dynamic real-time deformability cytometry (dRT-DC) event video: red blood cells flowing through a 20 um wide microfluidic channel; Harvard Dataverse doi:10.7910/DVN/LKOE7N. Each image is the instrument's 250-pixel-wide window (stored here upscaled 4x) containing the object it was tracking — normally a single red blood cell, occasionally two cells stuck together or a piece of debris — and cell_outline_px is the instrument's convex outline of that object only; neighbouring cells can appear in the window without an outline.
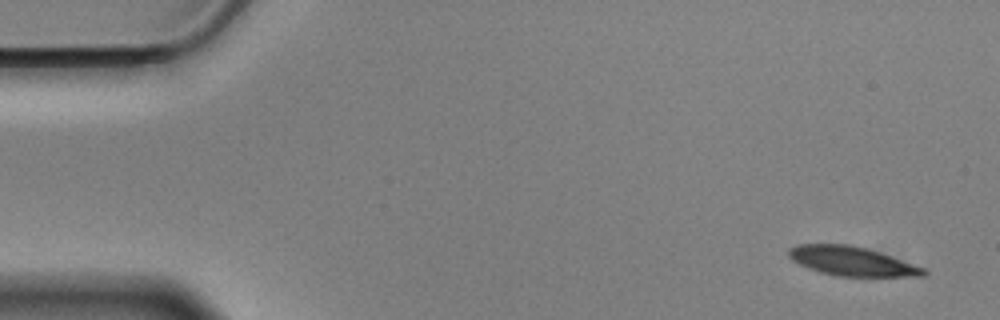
{"species": "Egyptian fruit bat (a non-hibernating species)", "species_latin": "Rousettus aegyptiacus", "temperature_condition": "cold", "stored_images_in_passage": 55, "camera_frame_rate_fps": 3000, "um_per_image_px": 0.085, "animal": {"sex": "male"}, "frame": {"image": 1, "passage_image": 1, "time_ms": 0.0, "image_size_px": [1000, 320], "cell_outline_px": [[928, 272], [924, 276], [836, 276], [820, 272], [808, 268], [792, 260], [788, 256], [788, 248], [796, 244], [848, 244], [868, 248], [892, 256], [924, 268]], "centroid_in_image_um": [72.38, 22.19], "position_along_channel_um": 12.6, "area_um2": 22.95}}
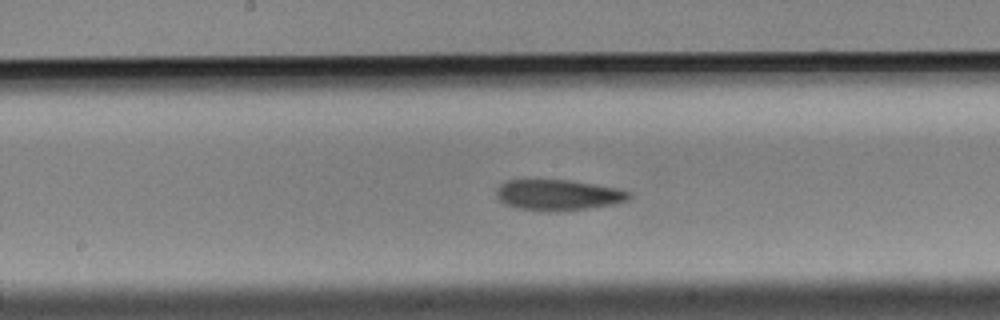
{"frame": {"image": 2, "passage_image": 27, "time_ms": 8.667, "image_size_px": [1000, 320], "cell_outline_px": [[632, 196], [628, 200], [612, 204], [556, 212], [548, 212], [516, 208], [504, 204], [496, 196], [496, 188], [504, 180], [568, 180], [616, 188], [632, 192]], "centroid_in_image_um": [47.39, 16.57], "position_along_channel_um": 200.8, "area_um2": 23.81}}
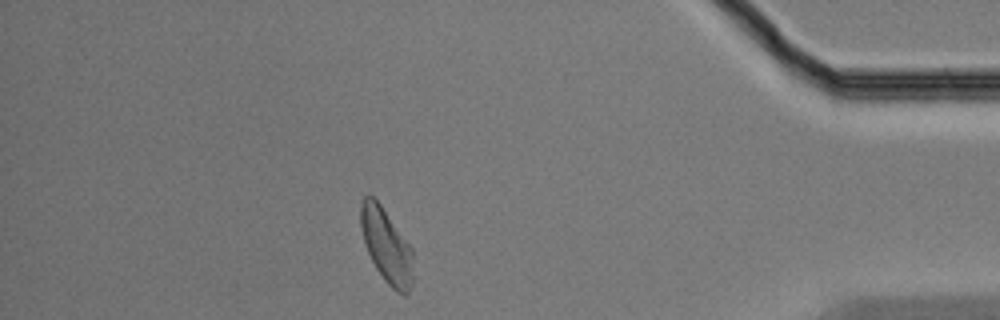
{"frame": {"image": 3, "passage_image": 48, "time_ms": 15.667, "image_size_px": [1000, 320], "cell_outline_px": [[412, 284], [408, 296], [404, 296], [396, 292], [384, 280], [376, 268], [364, 244], [360, 224], [360, 204], [364, 196], [372, 196], [380, 204], [412, 248]], "centroid_in_image_um": [32.84, 20.92], "position_along_channel_um": 402.4, "area_um2": 22.6}, "authors_computed_cell_mechanics": {"area_um2": 24.0448, "velocity_mm_per_s": 3.4886, "shape_relaxation_time_tau1_ms": 7.1196, "shape_relaxation_time_tau2_ms": 7.1022, "deformation_change_tau1": 0.1622, "deformation_change_tau2": 0.1083}}